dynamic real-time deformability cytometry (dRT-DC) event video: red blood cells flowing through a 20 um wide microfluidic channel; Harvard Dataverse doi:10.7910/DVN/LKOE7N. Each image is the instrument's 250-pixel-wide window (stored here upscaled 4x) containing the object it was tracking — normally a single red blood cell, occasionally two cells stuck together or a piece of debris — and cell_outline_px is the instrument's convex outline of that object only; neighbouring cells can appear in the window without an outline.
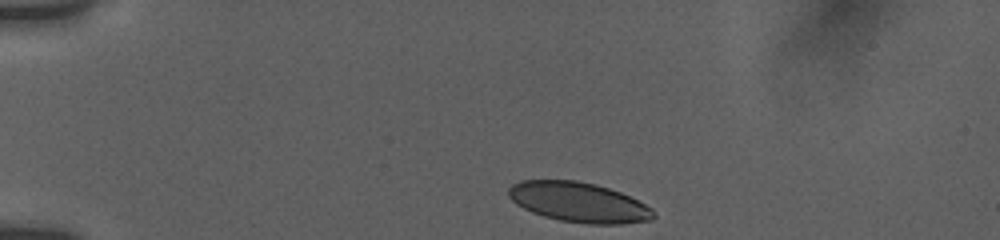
{"species": "human", "species_latin": "Homo sapiens", "temperature_condition": "room temperature", "stored_images_in_passage": 44, "camera_frame_rate_fps": 3000, "um_per_image_px": 0.085, "donor": {"sex": "female"}, "frame": {"image": 1, "passage_image": 1, "time_ms": 0.0, "image_size_px": [1000, 240], "cell_outline_px": [[656, 216], [652, 220], [620, 224], [588, 224], [560, 220], [544, 216], [532, 212], [516, 204], [508, 196], [508, 188], [512, 184], [520, 180], [576, 180], [596, 184], [620, 192], [652, 208], [656, 212]], "centroid_in_image_um": [49.19, 17.19], "position_along_channel_um": 35.8, "area_um2": 33.76}}
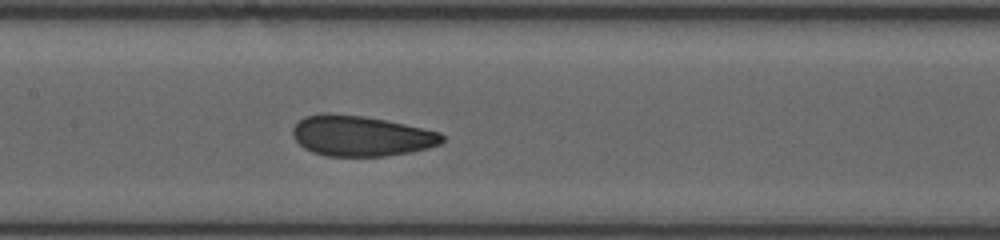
{"frame": {"image": 2, "passage_image": 17, "time_ms": 5.333, "image_size_px": [1000, 240], "cell_outline_px": [[444, 140], [440, 144], [428, 148], [412, 152], [384, 156], [324, 156], [312, 152], [304, 148], [292, 136], [292, 128], [304, 116], [324, 112], [332, 112], [364, 116], [388, 120], [440, 132], [444, 136]], "centroid_in_image_um": [30.67, 11.54], "position_along_channel_um": 176.7, "area_um2": 35.66}}
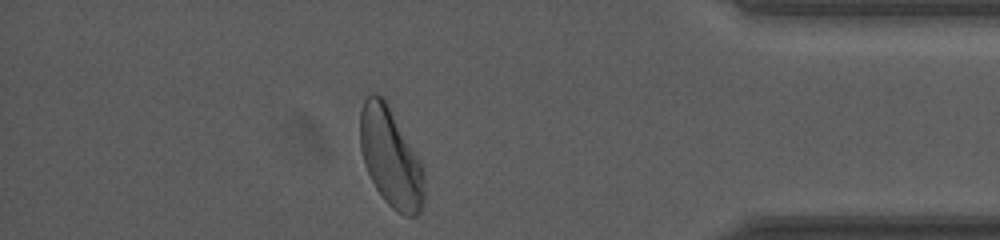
{"frame": {"image": 3, "passage_image": 37, "time_ms": 12.0, "image_size_px": [1000, 240], "cell_outline_px": [[424, 204], [420, 212], [416, 216], [404, 216], [396, 212], [384, 200], [376, 188], [364, 164], [360, 148], [360, 112], [364, 100], [372, 92], [384, 96], [424, 168]], "centroid_in_image_um": [33.21, 13.39], "position_along_channel_um": 402.0, "area_um2": 37.22}, "authors_computed_cell_mechanics": {"area_um2": 35.6626, "velocity_mm_per_s": 3.8159, "shape_relaxation_time_tau1_ms": 3.8278, "shape_relaxation_time_tau2_ms": 0.944, "deformation_change_tau1": 0.1276, "deformation_change_tau2": 0.0603}}